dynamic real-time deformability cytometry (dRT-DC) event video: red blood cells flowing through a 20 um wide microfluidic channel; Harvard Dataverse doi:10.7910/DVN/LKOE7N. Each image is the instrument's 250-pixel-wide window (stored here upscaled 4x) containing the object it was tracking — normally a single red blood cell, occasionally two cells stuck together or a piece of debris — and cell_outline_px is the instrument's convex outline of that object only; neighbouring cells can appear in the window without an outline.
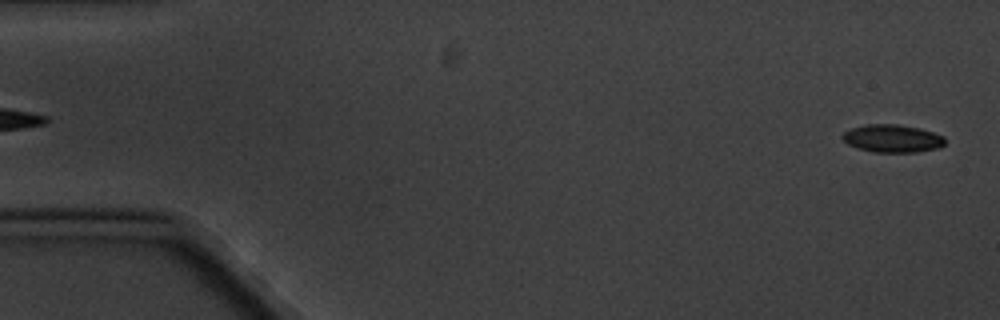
{"species": "common noctule bat (a hibernating species)", "species_latin": "Nyctalus noctula", "temperature_condition": "cold", "stored_images_in_passage": 6, "segment_of_instrument_passage": [2, 2], "camera_frame_rate_fps": 3000, "um_per_image_px": 0.085, "animal": {"sex": "male", "body_mass_g": 20.1, "forearm_length_mm": 53.5}, "frame": {"image": 1, "passage_image": 6, "time_ms": 5.667, "image_size_px": [1000, 320], "cell_outline_px": [[944, 144], [940, 148], [916, 152], [872, 152], [856, 148], [848, 144], [840, 136], [844, 132], [852, 128], [868, 124], [896, 124], [920, 128], [944, 136]], "centroid_in_image_um": [75.84, 11.77], "position_along_channel_um": 9.2, "area_um2": 16.65}}